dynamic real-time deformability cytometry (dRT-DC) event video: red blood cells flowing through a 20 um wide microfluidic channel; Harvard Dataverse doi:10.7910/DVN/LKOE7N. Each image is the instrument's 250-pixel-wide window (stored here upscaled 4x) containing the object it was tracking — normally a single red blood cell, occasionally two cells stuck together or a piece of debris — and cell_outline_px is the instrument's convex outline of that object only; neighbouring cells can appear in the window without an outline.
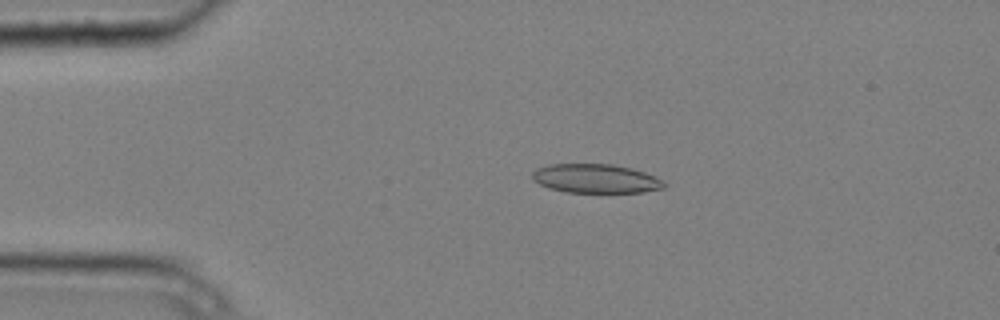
{"species": "common noctule bat (a hibernating species)", "species_latin": "Nyctalus noctula", "temperature_condition": "cold", "stored_images_in_passage": 4, "camera_frame_rate_fps": 3000, "um_per_image_px": 0.085, "animal": {"sex": "male", "body_mass_g": 20.4}, "frame": {"image": 1, "passage_image": 3, "time_ms": 0.667, "image_size_px": [1000, 320], "cell_outline_px": [[668, 184], [664, 188], [644, 192], [564, 192], [548, 188], [532, 180], [532, 172], [536, 168], [548, 164], [612, 164], [632, 168], [644, 172], [664, 180]], "centroid_in_image_um": [50.64, 15.18], "position_along_channel_um": 34.4, "area_um2": 22.48}}